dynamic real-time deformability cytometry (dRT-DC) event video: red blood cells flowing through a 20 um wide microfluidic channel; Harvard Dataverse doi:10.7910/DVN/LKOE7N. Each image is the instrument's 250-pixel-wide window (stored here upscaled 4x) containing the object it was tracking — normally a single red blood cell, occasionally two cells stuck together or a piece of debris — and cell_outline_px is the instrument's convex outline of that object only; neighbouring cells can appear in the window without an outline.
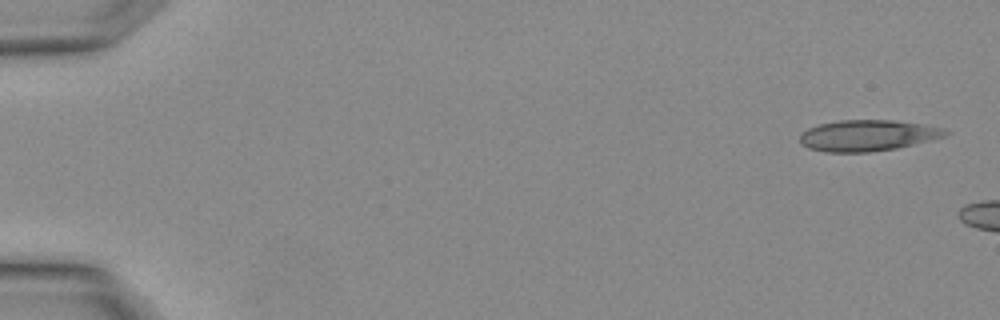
{"species": "Egyptian fruit bat (a non-hibernating species)", "species_latin": "Rousettus aegyptiacus", "temperature_condition": "warm", "stored_images_in_passage": 3, "camera_frame_rate_fps": 3000, "um_per_image_px": 0.085, "animal": {"sex": "female"}, "frame": {"image": 1, "passage_image": 3, "time_ms": 0.667, "image_size_px": [1000, 320], "cell_outline_px": [[948, 132], [944, 136], [896, 148], [868, 152], [824, 152], [808, 148], [800, 140], [800, 136], [808, 128], [820, 124], [840, 120], [892, 120], [920, 124], [940, 128]], "centroid_in_image_um": [73.69, 11.52], "position_along_channel_um": 11.3, "area_um2": 25.78}}